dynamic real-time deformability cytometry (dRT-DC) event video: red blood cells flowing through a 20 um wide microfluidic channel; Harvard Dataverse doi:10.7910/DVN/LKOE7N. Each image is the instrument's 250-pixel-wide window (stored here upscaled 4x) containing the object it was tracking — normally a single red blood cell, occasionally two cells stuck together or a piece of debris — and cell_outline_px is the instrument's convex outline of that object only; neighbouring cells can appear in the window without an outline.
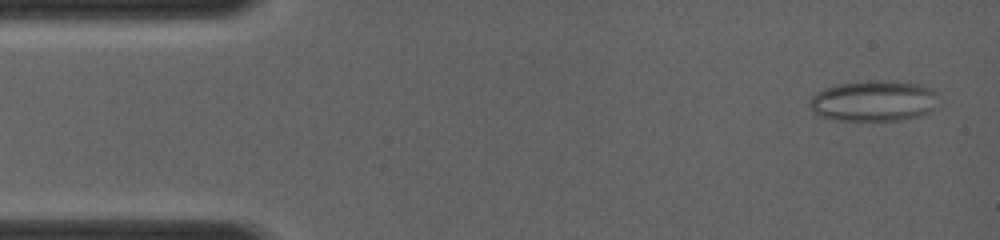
{"species": "common noctule bat (a hibernating species)", "species_latin": "Nyctalus noctula", "temperature_condition": "room temperature", "stored_images_in_passage": 24, "camera_frame_rate_fps": 4000, "um_per_image_px": 0.085, "animal": {"sex": "female", "body_mass_g": 19.0, "forearm_length_mm": 56.7}, "frame": {"image": 1, "passage_image": 2, "time_ms": 0.25, "image_size_px": [1000, 240], "cell_outline_px": [[936, 92], [932, 108], [928, 112], [916, 116], [896, 120], [832, 120], [820, 116], [812, 112], [808, 104], [808, 100], [816, 92], [824, 88], [840, 84], [868, 80], [896, 80], [920, 84], [932, 88]], "centroid_in_image_um": [74.18, 8.56], "position_along_channel_um": 10.8, "area_um2": 30.69}}
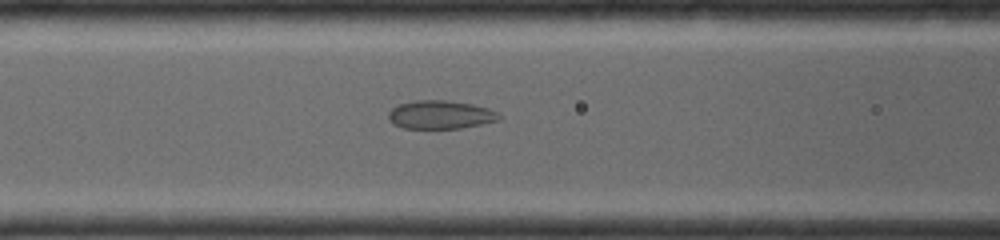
{"frame": {"image": 2, "passage_image": 19, "time_ms": 5.0, "image_size_px": [1000, 240], "cell_outline_px": [[500, 120], [460, 128], [404, 128], [392, 124], [388, 120], [388, 112], [392, 108], [400, 104], [416, 100], [448, 100], [472, 104], [488, 108], [500, 112]], "centroid_in_image_um": [37.43, 9.74], "position_along_channel_um": 129.2, "area_um2": 18.38}}
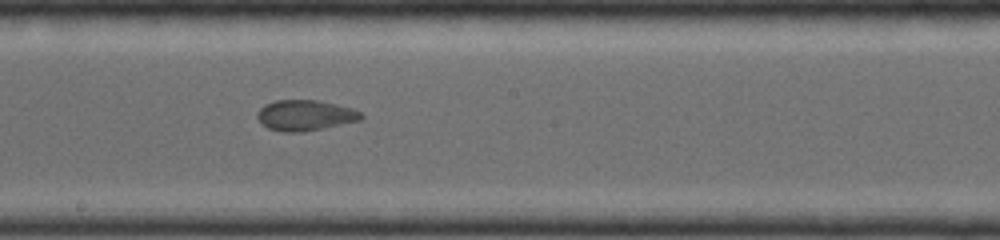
{"frame": {"image": 3, "passage_image": 24, "time_ms": 7.0, "image_size_px": [1000, 240], "cell_outline_px": [[364, 120], [300, 132], [284, 132], [268, 128], [256, 116], [256, 112], [264, 104], [276, 100], [316, 100], [336, 104], [352, 108], [360, 112], [364, 116]], "centroid_in_image_um": [25.95, 9.79], "position_along_channel_um": 222.2, "area_um2": 18.5}}